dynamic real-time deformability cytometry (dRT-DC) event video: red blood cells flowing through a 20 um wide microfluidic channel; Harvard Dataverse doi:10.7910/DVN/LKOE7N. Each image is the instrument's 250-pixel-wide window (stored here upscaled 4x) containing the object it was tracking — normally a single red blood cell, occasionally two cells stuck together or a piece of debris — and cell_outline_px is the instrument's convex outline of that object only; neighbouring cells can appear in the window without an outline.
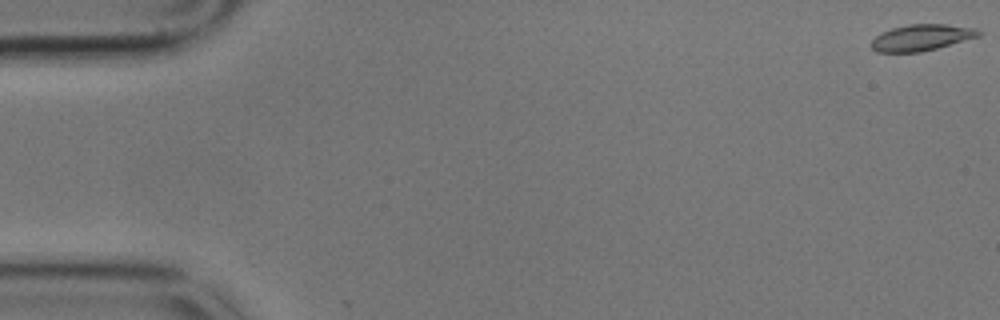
{"species": "common noctule bat (a hibernating species)", "species_latin": "Nyctalus noctula", "temperature_condition": "cold", "stored_images_in_passage": 60, "camera_frame_rate_fps": 3000, "um_per_image_px": 0.085, "animal": {"sex": "male", "body_mass_g": 17.9}, "frame": {"image": 1, "passage_image": 1, "time_ms": 0.0, "image_size_px": [1000, 320], "cell_outline_px": [[980, 36], [936, 48], [920, 52], [876, 52], [872, 48], [872, 40], [880, 32], [892, 28], [908, 24], [948, 24], [976, 28], [980, 32]], "centroid_in_image_um": [78.31, 3.18], "position_along_channel_um": 6.7, "area_um2": 16.36}}
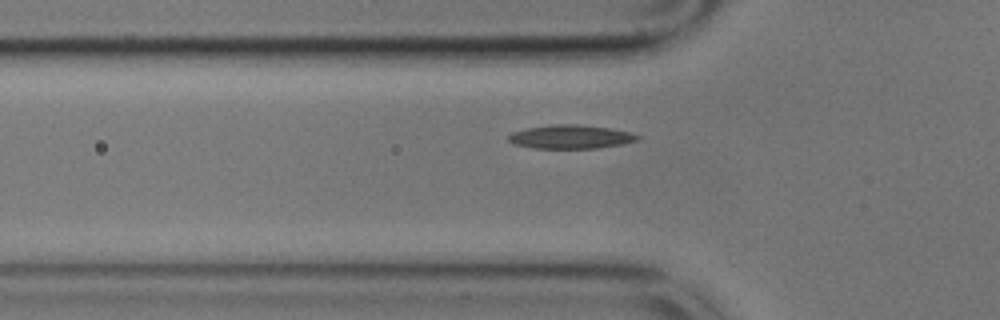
{"frame": {"image": 2, "passage_image": 19, "time_ms": 6.0, "image_size_px": [1000, 320], "cell_outline_px": [[640, 140], [624, 144], [600, 148], [532, 148], [512, 144], [508, 140], [508, 136], [512, 132], [528, 128], [552, 124], [576, 124], [608, 128], [632, 132], [640, 136]], "centroid_in_image_um": [48.53, 11.63], "position_along_channel_um": 77.3, "area_um2": 17.98}}
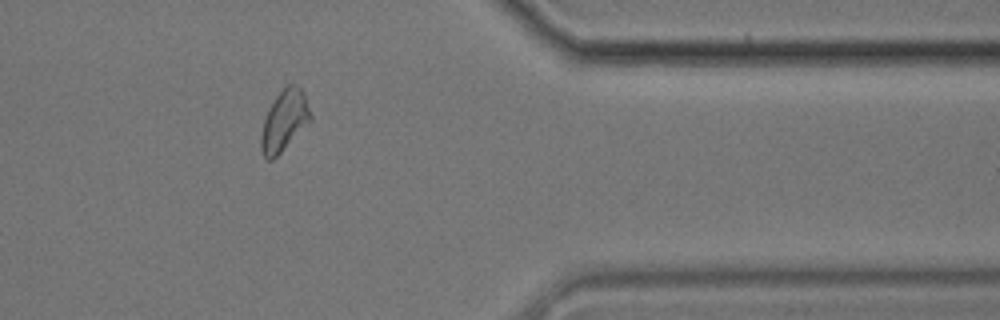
{"frame": {"image": 3, "passage_image": 48, "time_ms": 15.667, "image_size_px": [1000, 320], "cell_outline_px": [[312, 120], [272, 160], [268, 160], [264, 156], [260, 148], [260, 136], [264, 120], [268, 108], [276, 96], [288, 84], [292, 84], [300, 88], [304, 92], [312, 116]], "centroid_in_image_um": [24.16, 10.25], "position_along_channel_um": 387.2, "area_um2": 17.34}}